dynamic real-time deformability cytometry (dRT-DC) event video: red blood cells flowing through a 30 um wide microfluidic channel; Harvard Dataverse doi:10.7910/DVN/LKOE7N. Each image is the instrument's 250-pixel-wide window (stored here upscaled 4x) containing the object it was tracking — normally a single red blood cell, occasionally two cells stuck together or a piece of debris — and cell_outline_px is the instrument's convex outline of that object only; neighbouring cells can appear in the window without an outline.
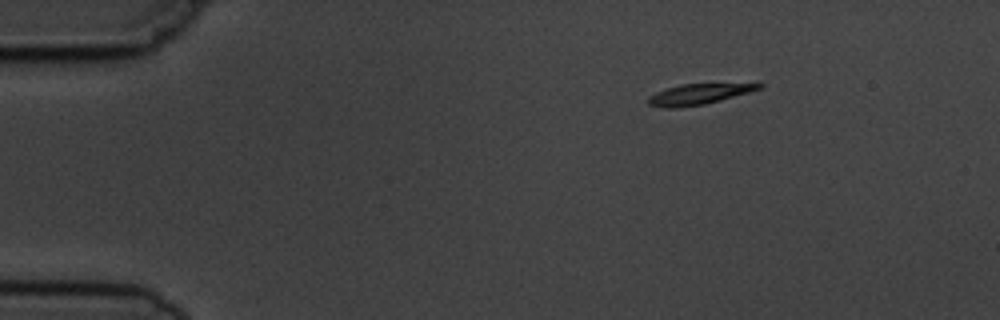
{"species": "common noctule bat (a hibernating species)", "species_latin": "Nyctalus noctula", "temperature_condition": "cold", "stored_images_in_passage": 7, "camera_frame_rate_fps": 3000, "um_per_image_px": 0.085, "animal": {"sex": "male", "body_mass_g": 19.5, "forearm_length_mm": 54.6}, "frame": {"image": 1, "passage_image": 1, "time_ms": 0.0, "image_size_px": [1000, 320], "cell_outline_px": [[764, 88], [720, 100], [704, 104], [676, 108], [664, 108], [648, 104], [648, 96], [656, 92], [680, 84], [764, 84]], "centroid_in_image_um": [59.35, 8.01], "position_along_channel_um": 25.7, "area_um2": 13.06}}
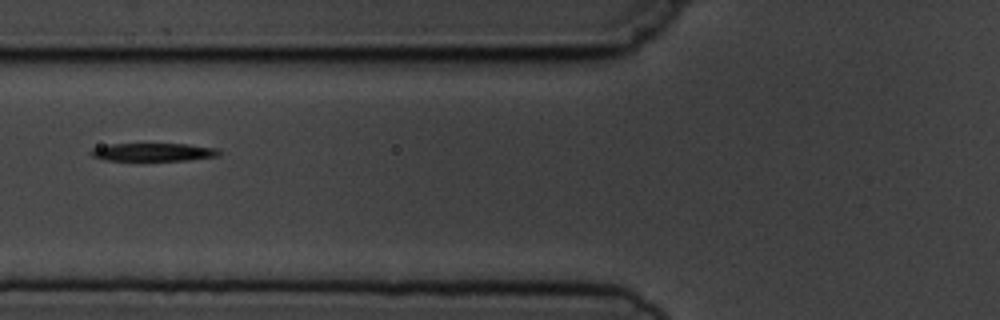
{"frame": {"image": 2, "passage_image": 4, "time_ms": 4.333, "image_size_px": [1000, 320], "cell_outline_px": [[220, 156], [188, 160], [108, 160], [92, 156], [88, 152], [92, 148], [112, 144], [188, 144], [220, 148]], "centroid_in_image_um": [13.09, 12.92], "position_along_channel_um": 112.7, "area_um2": 13.47}}
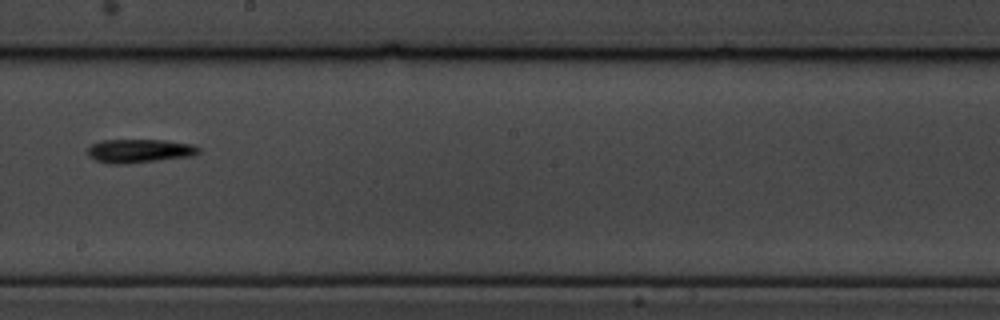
{"frame": {"image": 3, "passage_image": 7, "time_ms": 7.667, "image_size_px": [1000, 320], "cell_outline_px": [[200, 152], [192, 156], [128, 164], [108, 164], [96, 160], [88, 156], [88, 148], [92, 144], [104, 140], [168, 140], [192, 144], [200, 148]], "centroid_in_image_um": [11.87, 12.83], "position_along_channel_um": 236.3, "area_um2": 15.43}}